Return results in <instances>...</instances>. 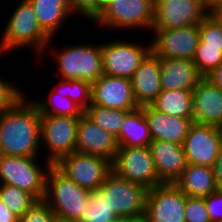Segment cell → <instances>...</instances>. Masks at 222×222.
Returning a JSON list of instances; mask_svg holds the SVG:
<instances>
[{"mask_svg": "<svg viewBox=\"0 0 222 222\" xmlns=\"http://www.w3.org/2000/svg\"><path fill=\"white\" fill-rule=\"evenodd\" d=\"M27 98L0 113V155L41 157V115Z\"/></svg>", "mask_w": 222, "mask_h": 222, "instance_id": "6da1fadb", "label": "cell"}, {"mask_svg": "<svg viewBox=\"0 0 222 222\" xmlns=\"http://www.w3.org/2000/svg\"><path fill=\"white\" fill-rule=\"evenodd\" d=\"M10 17L4 21L3 31L0 32V57H7L11 51L31 50L39 61L50 41V37L39 26L33 6L28 0H19Z\"/></svg>", "mask_w": 222, "mask_h": 222, "instance_id": "7a4b0ae2", "label": "cell"}, {"mask_svg": "<svg viewBox=\"0 0 222 222\" xmlns=\"http://www.w3.org/2000/svg\"><path fill=\"white\" fill-rule=\"evenodd\" d=\"M55 38H51L43 56L39 59H51L54 60L57 67V77L66 80H85L94 83L103 72L102 64V52L101 43L86 42L81 44H71L63 49L56 48V44L53 46ZM94 43V44H92ZM52 46V47H51ZM48 53V54H47ZM45 55H49L46 58ZM59 73V74H58Z\"/></svg>", "mask_w": 222, "mask_h": 222, "instance_id": "3957f363", "label": "cell"}, {"mask_svg": "<svg viewBox=\"0 0 222 222\" xmlns=\"http://www.w3.org/2000/svg\"><path fill=\"white\" fill-rule=\"evenodd\" d=\"M91 191L82 188L52 165L46 176L44 201L59 222H76L84 213Z\"/></svg>", "mask_w": 222, "mask_h": 222, "instance_id": "277c9868", "label": "cell"}, {"mask_svg": "<svg viewBox=\"0 0 222 222\" xmlns=\"http://www.w3.org/2000/svg\"><path fill=\"white\" fill-rule=\"evenodd\" d=\"M153 21L154 0H111L107 8L92 23L97 29H108L111 33L116 31L117 35V32L120 34V31L125 30V33L128 30L145 31V34L149 30L150 33Z\"/></svg>", "mask_w": 222, "mask_h": 222, "instance_id": "5b68a950", "label": "cell"}, {"mask_svg": "<svg viewBox=\"0 0 222 222\" xmlns=\"http://www.w3.org/2000/svg\"><path fill=\"white\" fill-rule=\"evenodd\" d=\"M39 158L0 155V184L16 186L37 201L43 200L47 172L52 165Z\"/></svg>", "mask_w": 222, "mask_h": 222, "instance_id": "8992f818", "label": "cell"}, {"mask_svg": "<svg viewBox=\"0 0 222 222\" xmlns=\"http://www.w3.org/2000/svg\"><path fill=\"white\" fill-rule=\"evenodd\" d=\"M117 38V39H115ZM101 42L102 64L105 75L128 78L134 75L141 62L151 52V43L147 44L129 38L120 40L119 36Z\"/></svg>", "mask_w": 222, "mask_h": 222, "instance_id": "52a82bcc", "label": "cell"}, {"mask_svg": "<svg viewBox=\"0 0 222 222\" xmlns=\"http://www.w3.org/2000/svg\"><path fill=\"white\" fill-rule=\"evenodd\" d=\"M79 117L41 116V150L45 160L55 165L61 158L76 151Z\"/></svg>", "mask_w": 222, "mask_h": 222, "instance_id": "ba28073f", "label": "cell"}, {"mask_svg": "<svg viewBox=\"0 0 222 222\" xmlns=\"http://www.w3.org/2000/svg\"><path fill=\"white\" fill-rule=\"evenodd\" d=\"M119 217L140 218L145 215L148 190L119 177L113 171L97 190Z\"/></svg>", "mask_w": 222, "mask_h": 222, "instance_id": "9c48e42d", "label": "cell"}, {"mask_svg": "<svg viewBox=\"0 0 222 222\" xmlns=\"http://www.w3.org/2000/svg\"><path fill=\"white\" fill-rule=\"evenodd\" d=\"M112 171L119 177L147 190L163 184L156 173L151 151L146 147L119 146L112 162Z\"/></svg>", "mask_w": 222, "mask_h": 222, "instance_id": "30bf717a", "label": "cell"}, {"mask_svg": "<svg viewBox=\"0 0 222 222\" xmlns=\"http://www.w3.org/2000/svg\"><path fill=\"white\" fill-rule=\"evenodd\" d=\"M66 177L89 191H96L112 171V162L91 154L72 152L54 165Z\"/></svg>", "mask_w": 222, "mask_h": 222, "instance_id": "8fae6325", "label": "cell"}, {"mask_svg": "<svg viewBox=\"0 0 222 222\" xmlns=\"http://www.w3.org/2000/svg\"><path fill=\"white\" fill-rule=\"evenodd\" d=\"M150 34L151 52L160 59L193 60L200 41L199 24L169 30L152 29Z\"/></svg>", "mask_w": 222, "mask_h": 222, "instance_id": "7c38bea8", "label": "cell"}, {"mask_svg": "<svg viewBox=\"0 0 222 222\" xmlns=\"http://www.w3.org/2000/svg\"><path fill=\"white\" fill-rule=\"evenodd\" d=\"M210 8L205 0H154L152 29H174L199 24Z\"/></svg>", "mask_w": 222, "mask_h": 222, "instance_id": "4fadbf2b", "label": "cell"}, {"mask_svg": "<svg viewBox=\"0 0 222 222\" xmlns=\"http://www.w3.org/2000/svg\"><path fill=\"white\" fill-rule=\"evenodd\" d=\"M187 195L174 183H163L148 190L145 215L147 222H186Z\"/></svg>", "mask_w": 222, "mask_h": 222, "instance_id": "5bb4252c", "label": "cell"}, {"mask_svg": "<svg viewBox=\"0 0 222 222\" xmlns=\"http://www.w3.org/2000/svg\"><path fill=\"white\" fill-rule=\"evenodd\" d=\"M182 146L187 164L214 167L222 147L220 128L193 122Z\"/></svg>", "mask_w": 222, "mask_h": 222, "instance_id": "9a60e30c", "label": "cell"}, {"mask_svg": "<svg viewBox=\"0 0 222 222\" xmlns=\"http://www.w3.org/2000/svg\"><path fill=\"white\" fill-rule=\"evenodd\" d=\"M91 105L126 111L138 108L131 80L102 74L92 83Z\"/></svg>", "mask_w": 222, "mask_h": 222, "instance_id": "2e32d148", "label": "cell"}, {"mask_svg": "<svg viewBox=\"0 0 222 222\" xmlns=\"http://www.w3.org/2000/svg\"><path fill=\"white\" fill-rule=\"evenodd\" d=\"M116 137L96 125L85 113L79 117L76 152L102 156L113 162L118 150Z\"/></svg>", "mask_w": 222, "mask_h": 222, "instance_id": "e0dca14e", "label": "cell"}, {"mask_svg": "<svg viewBox=\"0 0 222 222\" xmlns=\"http://www.w3.org/2000/svg\"><path fill=\"white\" fill-rule=\"evenodd\" d=\"M193 122L222 127V89L203 77L192 90Z\"/></svg>", "mask_w": 222, "mask_h": 222, "instance_id": "ac0fdd59", "label": "cell"}, {"mask_svg": "<svg viewBox=\"0 0 222 222\" xmlns=\"http://www.w3.org/2000/svg\"><path fill=\"white\" fill-rule=\"evenodd\" d=\"M160 74L161 59L150 52L130 79L138 107L151 105L162 92Z\"/></svg>", "mask_w": 222, "mask_h": 222, "instance_id": "d6986e66", "label": "cell"}, {"mask_svg": "<svg viewBox=\"0 0 222 222\" xmlns=\"http://www.w3.org/2000/svg\"><path fill=\"white\" fill-rule=\"evenodd\" d=\"M148 147L159 180L162 183H175L187 166L182 144L152 140Z\"/></svg>", "mask_w": 222, "mask_h": 222, "instance_id": "ffe728a7", "label": "cell"}, {"mask_svg": "<svg viewBox=\"0 0 222 222\" xmlns=\"http://www.w3.org/2000/svg\"><path fill=\"white\" fill-rule=\"evenodd\" d=\"M143 112L153 140L183 144L193 118L169 116L151 105L143 106Z\"/></svg>", "mask_w": 222, "mask_h": 222, "instance_id": "44dd1931", "label": "cell"}, {"mask_svg": "<svg viewBox=\"0 0 222 222\" xmlns=\"http://www.w3.org/2000/svg\"><path fill=\"white\" fill-rule=\"evenodd\" d=\"M203 77L190 59H161V88L192 91Z\"/></svg>", "mask_w": 222, "mask_h": 222, "instance_id": "7402d4cb", "label": "cell"}, {"mask_svg": "<svg viewBox=\"0 0 222 222\" xmlns=\"http://www.w3.org/2000/svg\"><path fill=\"white\" fill-rule=\"evenodd\" d=\"M33 6L37 22L50 37L60 35L64 24L71 20L72 12L68 0H28ZM70 18V19H68Z\"/></svg>", "mask_w": 222, "mask_h": 222, "instance_id": "603a6c76", "label": "cell"}, {"mask_svg": "<svg viewBox=\"0 0 222 222\" xmlns=\"http://www.w3.org/2000/svg\"><path fill=\"white\" fill-rule=\"evenodd\" d=\"M188 197L205 198L217 190L213 167L187 164L174 183Z\"/></svg>", "mask_w": 222, "mask_h": 222, "instance_id": "cb8c5ba5", "label": "cell"}, {"mask_svg": "<svg viewBox=\"0 0 222 222\" xmlns=\"http://www.w3.org/2000/svg\"><path fill=\"white\" fill-rule=\"evenodd\" d=\"M118 146L146 147L153 140L146 121L143 107L130 111L120 127L119 136L116 138Z\"/></svg>", "mask_w": 222, "mask_h": 222, "instance_id": "d4e9b609", "label": "cell"}, {"mask_svg": "<svg viewBox=\"0 0 222 222\" xmlns=\"http://www.w3.org/2000/svg\"><path fill=\"white\" fill-rule=\"evenodd\" d=\"M151 106L157 111L169 116L193 118L192 91H162Z\"/></svg>", "mask_w": 222, "mask_h": 222, "instance_id": "484cf974", "label": "cell"}, {"mask_svg": "<svg viewBox=\"0 0 222 222\" xmlns=\"http://www.w3.org/2000/svg\"><path fill=\"white\" fill-rule=\"evenodd\" d=\"M49 91L45 94V96L47 95L46 97L43 95L42 97H35V99L31 98L38 107L41 116L57 115L81 117L84 114L85 111L74 101L55 93L52 89Z\"/></svg>", "mask_w": 222, "mask_h": 222, "instance_id": "4316f807", "label": "cell"}, {"mask_svg": "<svg viewBox=\"0 0 222 222\" xmlns=\"http://www.w3.org/2000/svg\"><path fill=\"white\" fill-rule=\"evenodd\" d=\"M57 79L59 81L51 86L55 93L74 101L84 111L91 105L92 84L90 82L79 79Z\"/></svg>", "mask_w": 222, "mask_h": 222, "instance_id": "83f0119b", "label": "cell"}, {"mask_svg": "<svg viewBox=\"0 0 222 222\" xmlns=\"http://www.w3.org/2000/svg\"><path fill=\"white\" fill-rule=\"evenodd\" d=\"M130 111L90 105L85 114L101 129L118 137L124 117Z\"/></svg>", "mask_w": 222, "mask_h": 222, "instance_id": "f1b7e54d", "label": "cell"}, {"mask_svg": "<svg viewBox=\"0 0 222 222\" xmlns=\"http://www.w3.org/2000/svg\"><path fill=\"white\" fill-rule=\"evenodd\" d=\"M83 210L84 213L76 222H113L120 218L97 190L90 192Z\"/></svg>", "mask_w": 222, "mask_h": 222, "instance_id": "f546056e", "label": "cell"}, {"mask_svg": "<svg viewBox=\"0 0 222 222\" xmlns=\"http://www.w3.org/2000/svg\"><path fill=\"white\" fill-rule=\"evenodd\" d=\"M0 198L7 208L20 218L37 200L16 186L0 184Z\"/></svg>", "mask_w": 222, "mask_h": 222, "instance_id": "4dcf8cb0", "label": "cell"}, {"mask_svg": "<svg viewBox=\"0 0 222 222\" xmlns=\"http://www.w3.org/2000/svg\"><path fill=\"white\" fill-rule=\"evenodd\" d=\"M193 62L199 74L206 77L222 63V48L205 47V44L200 40Z\"/></svg>", "mask_w": 222, "mask_h": 222, "instance_id": "1f68e13d", "label": "cell"}, {"mask_svg": "<svg viewBox=\"0 0 222 222\" xmlns=\"http://www.w3.org/2000/svg\"><path fill=\"white\" fill-rule=\"evenodd\" d=\"M200 40L205 47L222 48V21L209 13L200 23Z\"/></svg>", "mask_w": 222, "mask_h": 222, "instance_id": "d6a6232c", "label": "cell"}, {"mask_svg": "<svg viewBox=\"0 0 222 222\" xmlns=\"http://www.w3.org/2000/svg\"><path fill=\"white\" fill-rule=\"evenodd\" d=\"M0 76V113L14 106L23 96L27 95L26 90L17 87V81L6 79ZM14 81V82H13Z\"/></svg>", "mask_w": 222, "mask_h": 222, "instance_id": "836d02e7", "label": "cell"}, {"mask_svg": "<svg viewBox=\"0 0 222 222\" xmlns=\"http://www.w3.org/2000/svg\"><path fill=\"white\" fill-rule=\"evenodd\" d=\"M18 222H59L55 213L44 201H36L20 218Z\"/></svg>", "mask_w": 222, "mask_h": 222, "instance_id": "e575fe53", "label": "cell"}, {"mask_svg": "<svg viewBox=\"0 0 222 222\" xmlns=\"http://www.w3.org/2000/svg\"><path fill=\"white\" fill-rule=\"evenodd\" d=\"M184 214L186 222H211L205 198L187 196Z\"/></svg>", "mask_w": 222, "mask_h": 222, "instance_id": "d590c367", "label": "cell"}, {"mask_svg": "<svg viewBox=\"0 0 222 222\" xmlns=\"http://www.w3.org/2000/svg\"><path fill=\"white\" fill-rule=\"evenodd\" d=\"M73 14L85 18L92 23L94 21V0H68Z\"/></svg>", "mask_w": 222, "mask_h": 222, "instance_id": "8d00e7d4", "label": "cell"}, {"mask_svg": "<svg viewBox=\"0 0 222 222\" xmlns=\"http://www.w3.org/2000/svg\"><path fill=\"white\" fill-rule=\"evenodd\" d=\"M211 222H222V190H216L205 197Z\"/></svg>", "mask_w": 222, "mask_h": 222, "instance_id": "74e56055", "label": "cell"}, {"mask_svg": "<svg viewBox=\"0 0 222 222\" xmlns=\"http://www.w3.org/2000/svg\"><path fill=\"white\" fill-rule=\"evenodd\" d=\"M215 183L218 190H222V147L214 164Z\"/></svg>", "mask_w": 222, "mask_h": 222, "instance_id": "f35d334b", "label": "cell"}, {"mask_svg": "<svg viewBox=\"0 0 222 222\" xmlns=\"http://www.w3.org/2000/svg\"><path fill=\"white\" fill-rule=\"evenodd\" d=\"M19 218L13 214L0 198V222H18Z\"/></svg>", "mask_w": 222, "mask_h": 222, "instance_id": "ab89813d", "label": "cell"}, {"mask_svg": "<svg viewBox=\"0 0 222 222\" xmlns=\"http://www.w3.org/2000/svg\"><path fill=\"white\" fill-rule=\"evenodd\" d=\"M205 78H207L212 84L218 86L222 89V63H220L210 74H208Z\"/></svg>", "mask_w": 222, "mask_h": 222, "instance_id": "60d3db41", "label": "cell"}, {"mask_svg": "<svg viewBox=\"0 0 222 222\" xmlns=\"http://www.w3.org/2000/svg\"><path fill=\"white\" fill-rule=\"evenodd\" d=\"M111 0H94V20L107 8Z\"/></svg>", "mask_w": 222, "mask_h": 222, "instance_id": "b9f144b4", "label": "cell"}, {"mask_svg": "<svg viewBox=\"0 0 222 222\" xmlns=\"http://www.w3.org/2000/svg\"><path fill=\"white\" fill-rule=\"evenodd\" d=\"M210 12L213 13L220 21H222V0L216 3L211 9Z\"/></svg>", "mask_w": 222, "mask_h": 222, "instance_id": "7bdbcfd3", "label": "cell"}, {"mask_svg": "<svg viewBox=\"0 0 222 222\" xmlns=\"http://www.w3.org/2000/svg\"><path fill=\"white\" fill-rule=\"evenodd\" d=\"M113 222H147V220L144 216L140 217V218H123V217H120V218L114 220Z\"/></svg>", "mask_w": 222, "mask_h": 222, "instance_id": "ee69618b", "label": "cell"}, {"mask_svg": "<svg viewBox=\"0 0 222 222\" xmlns=\"http://www.w3.org/2000/svg\"><path fill=\"white\" fill-rule=\"evenodd\" d=\"M208 7L211 9L216 3H218L220 0H205Z\"/></svg>", "mask_w": 222, "mask_h": 222, "instance_id": "f6af8a7d", "label": "cell"}, {"mask_svg": "<svg viewBox=\"0 0 222 222\" xmlns=\"http://www.w3.org/2000/svg\"><path fill=\"white\" fill-rule=\"evenodd\" d=\"M220 134H221V144H222V127L220 128Z\"/></svg>", "mask_w": 222, "mask_h": 222, "instance_id": "bcb514c9", "label": "cell"}]
</instances>
